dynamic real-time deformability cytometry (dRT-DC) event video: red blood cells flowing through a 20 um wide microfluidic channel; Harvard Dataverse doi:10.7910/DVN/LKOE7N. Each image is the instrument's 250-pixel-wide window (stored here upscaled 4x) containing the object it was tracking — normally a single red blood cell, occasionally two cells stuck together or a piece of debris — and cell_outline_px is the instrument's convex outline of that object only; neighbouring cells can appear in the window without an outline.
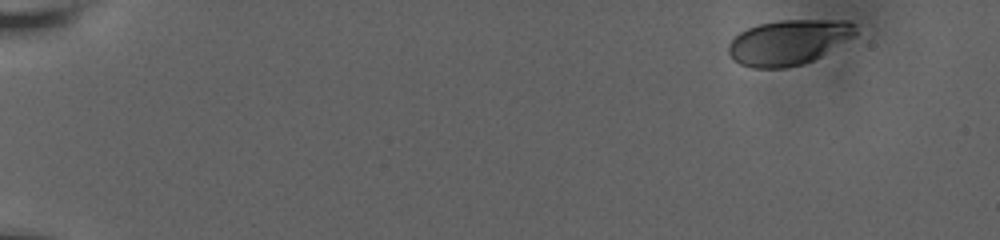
{"species": "human", "species_latin": "Homo sapiens", "temperature_condition": "room temperature", "stored_images_in_passage": 20, "camera_frame_rate_fps": 3000, "um_per_image_px": 0.085, "donor": {"sex": "male"}, "frame": {"image": 1, "passage_image": 1, "time_ms": 0.0, "image_size_px": [1000, 240], "cell_outline_px": [[856, 32], [852, 36], [820, 56], [804, 64], [784, 68], [752, 68], [740, 64], [732, 60], [728, 52], [728, 44], [740, 32], [748, 28], [760, 24], [780, 20], [848, 20], [856, 24]], "centroid_in_image_um": [66.99, 3.59], "position_along_channel_um": 18.0, "area_um2": 33.18}}
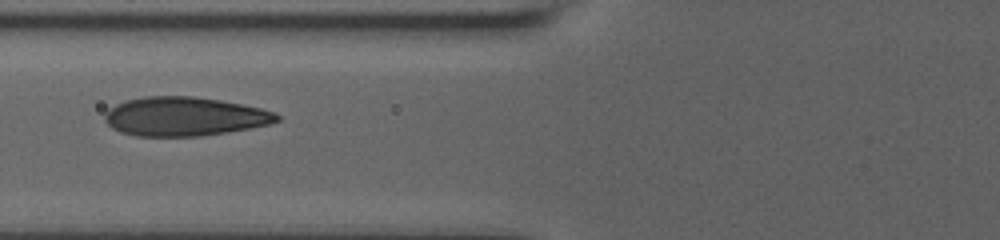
{"frame": {"image": 2, "passage_image": 15, "time_ms": 7.0, "image_size_px": [1000, 240], "cell_outline_px": [[280, 120], [268, 124], [248, 128], [200, 136], [136, 136], [120, 132], [112, 128], [104, 120], [104, 112], [108, 108], [124, 100], [144, 96], [192, 96], [220, 100], [260, 108], [276, 112], [280, 116]], "centroid_in_image_um": [15.62, 9.89], "position_along_channel_um": 110.2, "area_um2": 39.07}}
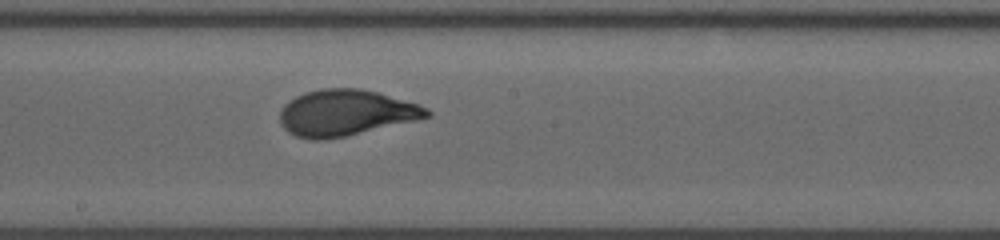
{"frame": {"image": 3, "passage_image": 20, "time_ms": 10.0, "image_size_px": [1000, 240], "cell_outline_px": [[432, 116], [416, 120], [344, 136], [324, 140], [312, 140], [296, 136], [288, 132], [280, 124], [280, 112], [284, 104], [288, 100], [304, 92], [320, 88], [360, 88], [376, 92], [420, 104], [428, 108], [432, 112]], "centroid_in_image_um": [29.37, 9.58], "position_along_channel_um": 218.8, "area_um2": 39.54}}